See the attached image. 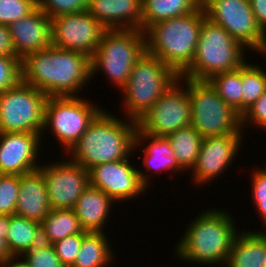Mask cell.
Segmentation results:
<instances>
[{
  "label": "cell",
  "mask_w": 266,
  "mask_h": 267,
  "mask_svg": "<svg viewBox=\"0 0 266 267\" xmlns=\"http://www.w3.org/2000/svg\"><path fill=\"white\" fill-rule=\"evenodd\" d=\"M42 140L37 133H0V174L21 176L38 170Z\"/></svg>",
  "instance_id": "e0dca14e"
},
{
  "label": "cell",
  "mask_w": 266,
  "mask_h": 267,
  "mask_svg": "<svg viewBox=\"0 0 266 267\" xmlns=\"http://www.w3.org/2000/svg\"><path fill=\"white\" fill-rule=\"evenodd\" d=\"M83 231L73 209H51L41 222L42 242L44 243L53 244Z\"/></svg>",
  "instance_id": "4316f807"
},
{
  "label": "cell",
  "mask_w": 266,
  "mask_h": 267,
  "mask_svg": "<svg viewBox=\"0 0 266 267\" xmlns=\"http://www.w3.org/2000/svg\"><path fill=\"white\" fill-rule=\"evenodd\" d=\"M248 51L223 27L206 18L201 27L194 61L180 76L197 81H208L212 76L240 68Z\"/></svg>",
  "instance_id": "5b68a950"
},
{
  "label": "cell",
  "mask_w": 266,
  "mask_h": 267,
  "mask_svg": "<svg viewBox=\"0 0 266 267\" xmlns=\"http://www.w3.org/2000/svg\"><path fill=\"white\" fill-rule=\"evenodd\" d=\"M259 27L266 34V0H249Z\"/></svg>",
  "instance_id": "60d3db41"
},
{
  "label": "cell",
  "mask_w": 266,
  "mask_h": 267,
  "mask_svg": "<svg viewBox=\"0 0 266 267\" xmlns=\"http://www.w3.org/2000/svg\"><path fill=\"white\" fill-rule=\"evenodd\" d=\"M31 267H66L56 255L52 244L41 242L22 255Z\"/></svg>",
  "instance_id": "1f68e13d"
},
{
  "label": "cell",
  "mask_w": 266,
  "mask_h": 267,
  "mask_svg": "<svg viewBox=\"0 0 266 267\" xmlns=\"http://www.w3.org/2000/svg\"><path fill=\"white\" fill-rule=\"evenodd\" d=\"M243 134H226L203 138L197 161L192 171V181L197 186L211 184L222 176L236 160L243 143ZM241 146V147H240ZM239 150V151H238ZM236 158V159H235Z\"/></svg>",
  "instance_id": "2e32d148"
},
{
  "label": "cell",
  "mask_w": 266,
  "mask_h": 267,
  "mask_svg": "<svg viewBox=\"0 0 266 267\" xmlns=\"http://www.w3.org/2000/svg\"><path fill=\"white\" fill-rule=\"evenodd\" d=\"M48 96L21 81L0 93V133L42 134Z\"/></svg>",
  "instance_id": "30bf717a"
},
{
  "label": "cell",
  "mask_w": 266,
  "mask_h": 267,
  "mask_svg": "<svg viewBox=\"0 0 266 267\" xmlns=\"http://www.w3.org/2000/svg\"><path fill=\"white\" fill-rule=\"evenodd\" d=\"M145 51V33L143 31L107 29L91 58V77L102 71L120 91L128 82L136 61Z\"/></svg>",
  "instance_id": "52a82bcc"
},
{
  "label": "cell",
  "mask_w": 266,
  "mask_h": 267,
  "mask_svg": "<svg viewBox=\"0 0 266 267\" xmlns=\"http://www.w3.org/2000/svg\"><path fill=\"white\" fill-rule=\"evenodd\" d=\"M22 81V61L16 56H0V93Z\"/></svg>",
  "instance_id": "836d02e7"
},
{
  "label": "cell",
  "mask_w": 266,
  "mask_h": 267,
  "mask_svg": "<svg viewBox=\"0 0 266 267\" xmlns=\"http://www.w3.org/2000/svg\"><path fill=\"white\" fill-rule=\"evenodd\" d=\"M115 201L99 188L89 185L77 199L73 210L85 231L106 232Z\"/></svg>",
  "instance_id": "7402d4cb"
},
{
  "label": "cell",
  "mask_w": 266,
  "mask_h": 267,
  "mask_svg": "<svg viewBox=\"0 0 266 267\" xmlns=\"http://www.w3.org/2000/svg\"><path fill=\"white\" fill-rule=\"evenodd\" d=\"M0 267H31V265L22 255H12L9 259L0 264Z\"/></svg>",
  "instance_id": "b9f144b4"
},
{
  "label": "cell",
  "mask_w": 266,
  "mask_h": 267,
  "mask_svg": "<svg viewBox=\"0 0 266 267\" xmlns=\"http://www.w3.org/2000/svg\"><path fill=\"white\" fill-rule=\"evenodd\" d=\"M165 137L169 140L178 165L185 172H189L195 165L201 149L203 138L199 132L190 125Z\"/></svg>",
  "instance_id": "83f0119b"
},
{
  "label": "cell",
  "mask_w": 266,
  "mask_h": 267,
  "mask_svg": "<svg viewBox=\"0 0 266 267\" xmlns=\"http://www.w3.org/2000/svg\"><path fill=\"white\" fill-rule=\"evenodd\" d=\"M37 7V0H0V24L9 25L27 16Z\"/></svg>",
  "instance_id": "d6a6232c"
},
{
  "label": "cell",
  "mask_w": 266,
  "mask_h": 267,
  "mask_svg": "<svg viewBox=\"0 0 266 267\" xmlns=\"http://www.w3.org/2000/svg\"><path fill=\"white\" fill-rule=\"evenodd\" d=\"M59 160L42 163L38 170L44 176L51 209H73L89 186V171L70 159Z\"/></svg>",
  "instance_id": "5bb4252c"
},
{
  "label": "cell",
  "mask_w": 266,
  "mask_h": 267,
  "mask_svg": "<svg viewBox=\"0 0 266 267\" xmlns=\"http://www.w3.org/2000/svg\"><path fill=\"white\" fill-rule=\"evenodd\" d=\"M208 82L217 94L242 116V79L241 67L212 76Z\"/></svg>",
  "instance_id": "f1b7e54d"
},
{
  "label": "cell",
  "mask_w": 266,
  "mask_h": 267,
  "mask_svg": "<svg viewBox=\"0 0 266 267\" xmlns=\"http://www.w3.org/2000/svg\"><path fill=\"white\" fill-rule=\"evenodd\" d=\"M143 145V153H142V167L138 169V173L141 179L142 184L148 189L151 182L149 177V171L153 173L158 174L157 172H172L179 174L182 173V171L185 173V171L178 165V163L175 160V154L174 151L171 148V145L169 143V140L164 136H154V135H148L143 132H141L138 128L135 133V142L133 146V151L135 152L136 149H139L138 147H141ZM155 171V172H152ZM157 171V172H156ZM179 172V173H178Z\"/></svg>",
  "instance_id": "d6986e66"
},
{
  "label": "cell",
  "mask_w": 266,
  "mask_h": 267,
  "mask_svg": "<svg viewBox=\"0 0 266 267\" xmlns=\"http://www.w3.org/2000/svg\"><path fill=\"white\" fill-rule=\"evenodd\" d=\"M262 67L248 61L241 66L242 114L266 91V71Z\"/></svg>",
  "instance_id": "f546056e"
},
{
  "label": "cell",
  "mask_w": 266,
  "mask_h": 267,
  "mask_svg": "<svg viewBox=\"0 0 266 267\" xmlns=\"http://www.w3.org/2000/svg\"><path fill=\"white\" fill-rule=\"evenodd\" d=\"M252 125L254 128L266 130V91L241 116V128L243 132L245 128L249 129L248 126L252 127Z\"/></svg>",
  "instance_id": "74e56055"
},
{
  "label": "cell",
  "mask_w": 266,
  "mask_h": 267,
  "mask_svg": "<svg viewBox=\"0 0 266 267\" xmlns=\"http://www.w3.org/2000/svg\"><path fill=\"white\" fill-rule=\"evenodd\" d=\"M202 212V213H201ZM190 221L175 245V257L183 263L224 267L233 242L240 232L231 212L206 208ZM239 230V231H238Z\"/></svg>",
  "instance_id": "7a4b0ae2"
},
{
  "label": "cell",
  "mask_w": 266,
  "mask_h": 267,
  "mask_svg": "<svg viewBox=\"0 0 266 267\" xmlns=\"http://www.w3.org/2000/svg\"><path fill=\"white\" fill-rule=\"evenodd\" d=\"M0 56H15V48L8 25L0 24Z\"/></svg>",
  "instance_id": "ab89813d"
},
{
  "label": "cell",
  "mask_w": 266,
  "mask_h": 267,
  "mask_svg": "<svg viewBox=\"0 0 266 267\" xmlns=\"http://www.w3.org/2000/svg\"><path fill=\"white\" fill-rule=\"evenodd\" d=\"M91 78V58L77 51L50 45L22 61V81L48 97L80 96Z\"/></svg>",
  "instance_id": "6da1fadb"
},
{
  "label": "cell",
  "mask_w": 266,
  "mask_h": 267,
  "mask_svg": "<svg viewBox=\"0 0 266 267\" xmlns=\"http://www.w3.org/2000/svg\"><path fill=\"white\" fill-rule=\"evenodd\" d=\"M107 30L87 10L51 19V45L92 58Z\"/></svg>",
  "instance_id": "4fadbf2b"
},
{
  "label": "cell",
  "mask_w": 266,
  "mask_h": 267,
  "mask_svg": "<svg viewBox=\"0 0 266 267\" xmlns=\"http://www.w3.org/2000/svg\"><path fill=\"white\" fill-rule=\"evenodd\" d=\"M19 190L20 175L0 174V215L15 214Z\"/></svg>",
  "instance_id": "4dcf8cb0"
},
{
  "label": "cell",
  "mask_w": 266,
  "mask_h": 267,
  "mask_svg": "<svg viewBox=\"0 0 266 267\" xmlns=\"http://www.w3.org/2000/svg\"><path fill=\"white\" fill-rule=\"evenodd\" d=\"M257 169L250 172L251 175V198L254 202L256 214H259L262 224L266 226V168L256 167ZM266 228V227H265Z\"/></svg>",
  "instance_id": "d590c367"
},
{
  "label": "cell",
  "mask_w": 266,
  "mask_h": 267,
  "mask_svg": "<svg viewBox=\"0 0 266 267\" xmlns=\"http://www.w3.org/2000/svg\"><path fill=\"white\" fill-rule=\"evenodd\" d=\"M266 254V230H240L224 267H263Z\"/></svg>",
  "instance_id": "603a6c76"
},
{
  "label": "cell",
  "mask_w": 266,
  "mask_h": 267,
  "mask_svg": "<svg viewBox=\"0 0 266 267\" xmlns=\"http://www.w3.org/2000/svg\"><path fill=\"white\" fill-rule=\"evenodd\" d=\"M90 0H37V6L51 19L87 10Z\"/></svg>",
  "instance_id": "e575fe53"
},
{
  "label": "cell",
  "mask_w": 266,
  "mask_h": 267,
  "mask_svg": "<svg viewBox=\"0 0 266 267\" xmlns=\"http://www.w3.org/2000/svg\"><path fill=\"white\" fill-rule=\"evenodd\" d=\"M191 114L189 79L179 76V79L137 120V128L148 135L165 137L190 126Z\"/></svg>",
  "instance_id": "7c38bea8"
},
{
  "label": "cell",
  "mask_w": 266,
  "mask_h": 267,
  "mask_svg": "<svg viewBox=\"0 0 266 267\" xmlns=\"http://www.w3.org/2000/svg\"><path fill=\"white\" fill-rule=\"evenodd\" d=\"M10 215H0V264L9 259L12 254L7 246L6 235L9 229Z\"/></svg>",
  "instance_id": "f35d334b"
},
{
  "label": "cell",
  "mask_w": 266,
  "mask_h": 267,
  "mask_svg": "<svg viewBox=\"0 0 266 267\" xmlns=\"http://www.w3.org/2000/svg\"><path fill=\"white\" fill-rule=\"evenodd\" d=\"M263 267H266V254H265V259H264Z\"/></svg>",
  "instance_id": "ee69618b"
},
{
  "label": "cell",
  "mask_w": 266,
  "mask_h": 267,
  "mask_svg": "<svg viewBox=\"0 0 266 267\" xmlns=\"http://www.w3.org/2000/svg\"><path fill=\"white\" fill-rule=\"evenodd\" d=\"M179 76L159 58L146 51L136 61L128 82L120 90L123 117L139 120Z\"/></svg>",
  "instance_id": "8992f818"
},
{
  "label": "cell",
  "mask_w": 266,
  "mask_h": 267,
  "mask_svg": "<svg viewBox=\"0 0 266 267\" xmlns=\"http://www.w3.org/2000/svg\"><path fill=\"white\" fill-rule=\"evenodd\" d=\"M50 211L42 173L35 170L21 175L15 214L41 223Z\"/></svg>",
  "instance_id": "44dd1931"
},
{
  "label": "cell",
  "mask_w": 266,
  "mask_h": 267,
  "mask_svg": "<svg viewBox=\"0 0 266 267\" xmlns=\"http://www.w3.org/2000/svg\"><path fill=\"white\" fill-rule=\"evenodd\" d=\"M261 56L262 57L265 56L264 58H266V47H265L264 51L261 53Z\"/></svg>",
  "instance_id": "7bdbcfd3"
},
{
  "label": "cell",
  "mask_w": 266,
  "mask_h": 267,
  "mask_svg": "<svg viewBox=\"0 0 266 267\" xmlns=\"http://www.w3.org/2000/svg\"><path fill=\"white\" fill-rule=\"evenodd\" d=\"M206 18L201 4L190 14L151 25L144 32L146 52L181 76L194 61L202 23Z\"/></svg>",
  "instance_id": "277c9868"
},
{
  "label": "cell",
  "mask_w": 266,
  "mask_h": 267,
  "mask_svg": "<svg viewBox=\"0 0 266 267\" xmlns=\"http://www.w3.org/2000/svg\"><path fill=\"white\" fill-rule=\"evenodd\" d=\"M107 237L106 232H87L72 267H107L112 264L116 260L115 253Z\"/></svg>",
  "instance_id": "cb8c5ba5"
},
{
  "label": "cell",
  "mask_w": 266,
  "mask_h": 267,
  "mask_svg": "<svg viewBox=\"0 0 266 267\" xmlns=\"http://www.w3.org/2000/svg\"><path fill=\"white\" fill-rule=\"evenodd\" d=\"M87 11L107 29L142 31V0H90Z\"/></svg>",
  "instance_id": "ffe728a7"
},
{
  "label": "cell",
  "mask_w": 266,
  "mask_h": 267,
  "mask_svg": "<svg viewBox=\"0 0 266 267\" xmlns=\"http://www.w3.org/2000/svg\"><path fill=\"white\" fill-rule=\"evenodd\" d=\"M6 242L12 255H23L42 242L41 223L16 214L10 215Z\"/></svg>",
  "instance_id": "484cf974"
},
{
  "label": "cell",
  "mask_w": 266,
  "mask_h": 267,
  "mask_svg": "<svg viewBox=\"0 0 266 267\" xmlns=\"http://www.w3.org/2000/svg\"><path fill=\"white\" fill-rule=\"evenodd\" d=\"M130 158L133 157L93 166L88 170L89 185L99 188L118 204L144 195L147 188L141 182L139 167Z\"/></svg>",
  "instance_id": "9a60e30c"
},
{
  "label": "cell",
  "mask_w": 266,
  "mask_h": 267,
  "mask_svg": "<svg viewBox=\"0 0 266 267\" xmlns=\"http://www.w3.org/2000/svg\"><path fill=\"white\" fill-rule=\"evenodd\" d=\"M202 0H142V31L151 25L194 12Z\"/></svg>",
  "instance_id": "d4e9b609"
},
{
  "label": "cell",
  "mask_w": 266,
  "mask_h": 267,
  "mask_svg": "<svg viewBox=\"0 0 266 267\" xmlns=\"http://www.w3.org/2000/svg\"><path fill=\"white\" fill-rule=\"evenodd\" d=\"M191 125L202 138L244 134L241 115L217 94L208 81L189 79Z\"/></svg>",
  "instance_id": "9c48e42d"
},
{
  "label": "cell",
  "mask_w": 266,
  "mask_h": 267,
  "mask_svg": "<svg viewBox=\"0 0 266 267\" xmlns=\"http://www.w3.org/2000/svg\"><path fill=\"white\" fill-rule=\"evenodd\" d=\"M90 101L82 96L48 97L41 135L49 131V135H53L62 146L61 152L67 154L95 117L105 109Z\"/></svg>",
  "instance_id": "ba28073f"
},
{
  "label": "cell",
  "mask_w": 266,
  "mask_h": 267,
  "mask_svg": "<svg viewBox=\"0 0 266 267\" xmlns=\"http://www.w3.org/2000/svg\"><path fill=\"white\" fill-rule=\"evenodd\" d=\"M87 232L88 231L84 230L82 233L67 236L52 244L56 251V255L66 267H72L74 265L76 257L80 251L83 236Z\"/></svg>",
  "instance_id": "8d00e7d4"
},
{
  "label": "cell",
  "mask_w": 266,
  "mask_h": 267,
  "mask_svg": "<svg viewBox=\"0 0 266 267\" xmlns=\"http://www.w3.org/2000/svg\"><path fill=\"white\" fill-rule=\"evenodd\" d=\"M15 56L23 61L51 45V18L38 6L27 16L8 25Z\"/></svg>",
  "instance_id": "ac0fdd59"
},
{
  "label": "cell",
  "mask_w": 266,
  "mask_h": 267,
  "mask_svg": "<svg viewBox=\"0 0 266 267\" xmlns=\"http://www.w3.org/2000/svg\"><path fill=\"white\" fill-rule=\"evenodd\" d=\"M206 17L223 27L249 51L260 55L266 47V34L256 22L249 0H202Z\"/></svg>",
  "instance_id": "8fae6325"
},
{
  "label": "cell",
  "mask_w": 266,
  "mask_h": 267,
  "mask_svg": "<svg viewBox=\"0 0 266 267\" xmlns=\"http://www.w3.org/2000/svg\"><path fill=\"white\" fill-rule=\"evenodd\" d=\"M115 116L103 109L66 154L67 158L89 170L133 156L137 121L125 117L123 121L121 116Z\"/></svg>",
  "instance_id": "3957f363"
}]
</instances>
